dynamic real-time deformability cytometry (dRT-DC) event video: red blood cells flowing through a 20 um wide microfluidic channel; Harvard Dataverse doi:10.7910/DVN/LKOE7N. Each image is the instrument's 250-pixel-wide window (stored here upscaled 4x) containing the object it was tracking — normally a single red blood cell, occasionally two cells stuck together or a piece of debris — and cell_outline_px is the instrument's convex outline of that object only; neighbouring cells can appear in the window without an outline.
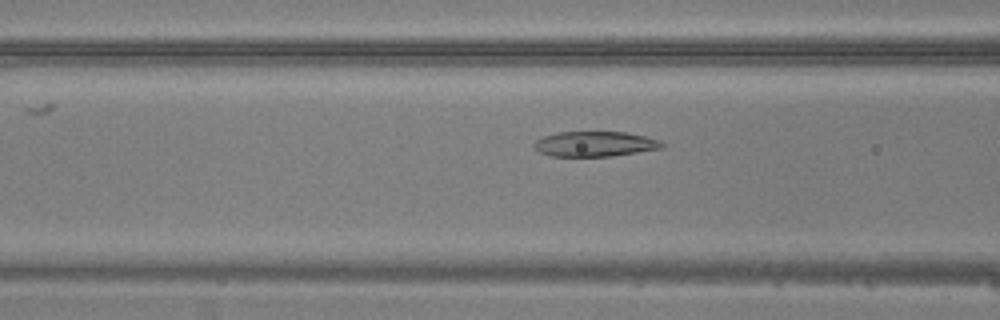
{"species": "common noctule bat (a hibernating species)", "species_latin": "Nyctalus noctula", "temperature_condition": "warm", "stored_images_in_passage": 28, "camera_frame_rate_fps": 3000, "um_per_image_px": 0.085, "animal": {"sex": "male", "body_mass_g": 20.5, "forearm_length_mm": 52.5}, "frame": {"image": 1, "passage_image": 6, "time_ms": 1.667, "image_size_px": [1000, 320], "cell_outline_px": [[668, 144], [664, 148], [612, 156], [552, 156], [540, 152], [532, 144], [536, 140], [544, 136], [560, 132], [624, 132], [644, 136], [660, 140]], "centroid_in_image_um": [50.63, 12.24], "position_along_channel_um": 116.0, "area_um2": 18.73}}
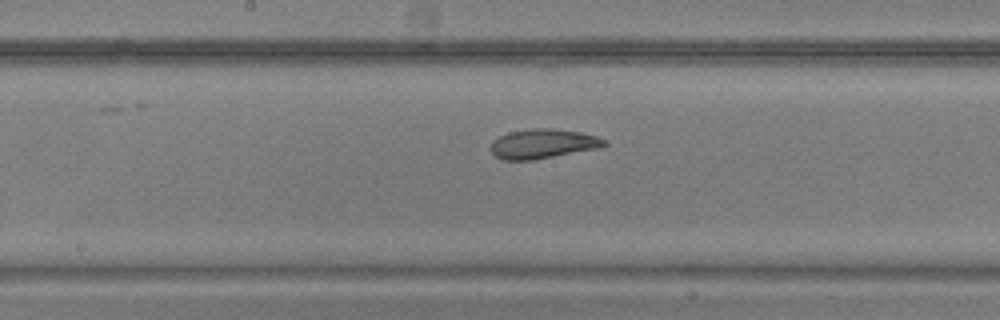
{"frame": {"image": 2, "passage_image": 12, "time_ms": 3.667, "image_size_px": [1000, 320], "cell_outline_px": [[608, 144], [596, 148], [532, 160], [504, 160], [496, 156], [492, 152], [492, 140], [508, 132], [532, 128], [552, 128], [580, 132], [596, 136], [608, 140]], "centroid_in_image_um": [46.14, 12.21], "position_along_channel_um": 202.1, "area_um2": 19.31}}
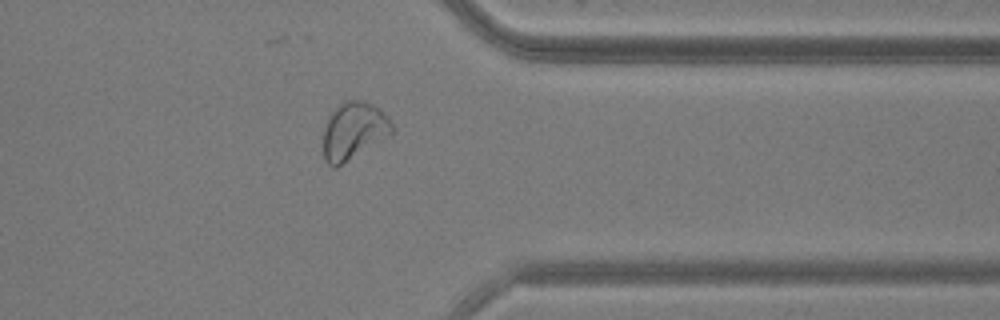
{"frame": {"image": 3, "passage_image": 25, "time_ms": 8.0, "image_size_px": [1000, 320], "cell_outline_px": [[392, 132], [388, 136], [336, 168], [332, 168], [324, 160], [324, 128], [328, 116], [340, 104], [348, 100], [364, 100], [380, 108], [388, 116], [392, 124]], "centroid_in_image_um": [30.05, 11.12], "position_along_channel_um": 381.3, "area_um2": 22.83}}